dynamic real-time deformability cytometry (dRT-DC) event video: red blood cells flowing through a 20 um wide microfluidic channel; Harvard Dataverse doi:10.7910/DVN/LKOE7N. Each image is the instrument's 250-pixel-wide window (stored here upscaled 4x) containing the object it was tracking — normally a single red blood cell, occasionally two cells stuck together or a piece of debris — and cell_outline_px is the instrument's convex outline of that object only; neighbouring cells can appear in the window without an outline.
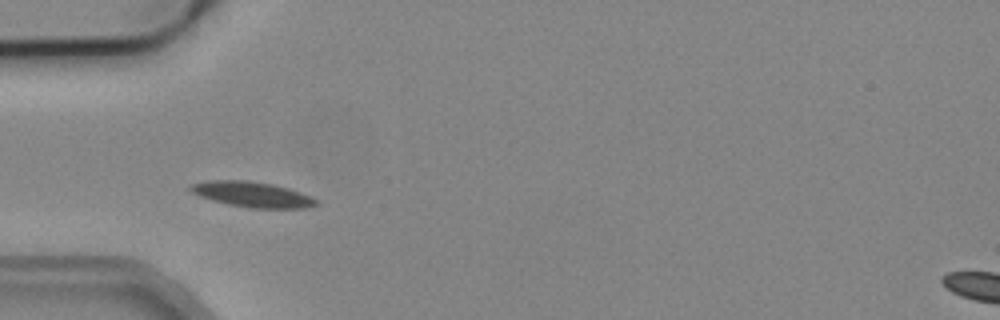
{"species": "common noctule bat (a hibernating species)", "species_latin": "Nyctalus noctula", "temperature_condition": "cold", "stored_images_in_passage": 4, "camera_frame_rate_fps": 3000, "um_per_image_px": 0.085, "animal": {"sex": "male", "body_mass_g": 19.2, "forearm_length_mm": 51.8}, "frame": {"image": 1, "passage_image": 3, "time_ms": 0.667, "image_size_px": [1000, 320], "cell_outline_px": [[320, 204], [308, 208], [252, 208], [228, 204], [212, 200], [200, 196], [192, 192], [188, 188], [192, 184], [208, 180], [248, 180], [272, 184], [288, 188], [312, 196], [320, 200]], "centroid_in_image_um": [21.5, 16.53], "position_along_channel_um": 63.5, "area_um2": 18.73}}